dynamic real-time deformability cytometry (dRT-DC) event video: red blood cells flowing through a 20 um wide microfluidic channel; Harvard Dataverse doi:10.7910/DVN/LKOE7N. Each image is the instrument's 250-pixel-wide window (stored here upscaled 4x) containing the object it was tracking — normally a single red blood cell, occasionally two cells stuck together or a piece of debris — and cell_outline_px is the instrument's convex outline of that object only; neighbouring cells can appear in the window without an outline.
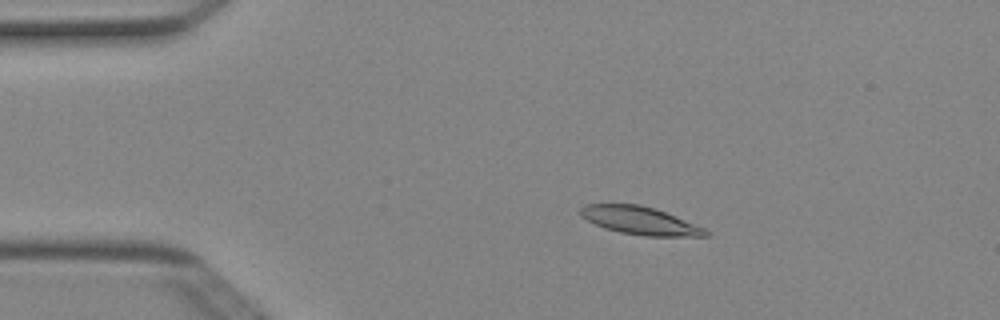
{"species": "Egyptian fruit bat (a non-hibernating species)", "species_latin": "Rousettus aegyptiacus", "temperature_condition": "cold", "stored_images_in_passage": 51, "camera_frame_rate_fps": 3000, "um_per_image_px": 0.085, "animal": {"sex": "female"}, "frame": {"image": 1, "passage_image": 10, "time_ms": 3.0, "image_size_px": [1000, 320], "cell_outline_px": [[708, 236], [644, 236], [620, 232], [604, 228], [580, 216], [580, 208], [584, 204], [640, 204], [664, 212], [704, 228], [708, 232]], "centroid_in_image_um": [54.34, 18.75], "position_along_channel_um": 30.7, "area_um2": 20.0}}
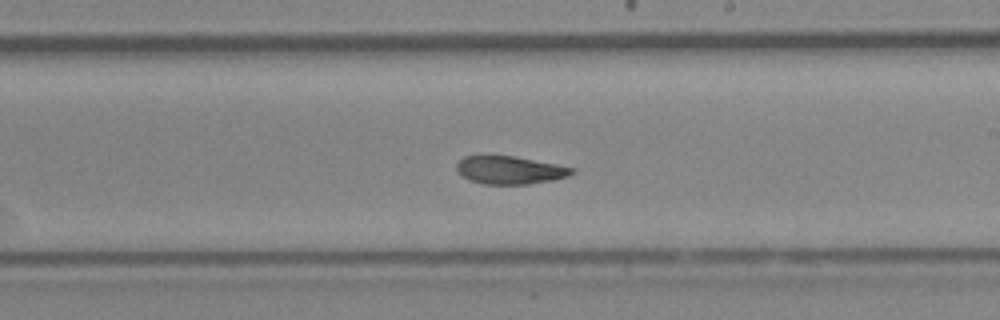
{"frame": {"image": 2, "passage_image": 30, "time_ms": 9.667, "image_size_px": [1000, 320], "cell_outline_px": [[576, 172], [568, 176], [552, 180], [528, 184], [484, 184], [468, 180], [456, 172], [456, 164], [464, 156], [516, 156], [576, 168]], "centroid_in_image_um": [43.34, 14.46], "position_along_channel_um": 245.7, "area_um2": 18.9}}
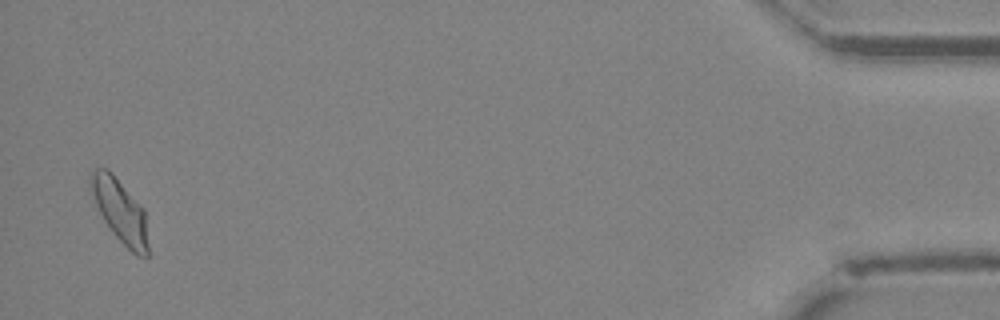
{"frame": {"image": 3, "passage_image": 50, "time_ms": 16.333, "image_size_px": [1000, 320], "cell_outline_px": [[148, 256], [136, 256], [112, 232], [104, 220], [88, 188], [88, 176], [96, 168], [108, 168], [112, 172], [144, 208], [148, 244]], "centroid_in_image_um": [10.18, 17.87], "position_along_channel_um": 425.0, "area_um2": 21.27}, "authors_computed_cell_mechanics": {"area_um2": 20.0566, "velocity_mm_per_s": 3.984, "shape_relaxation_time_tau1_ms": null, "shape_relaxation_time_tau2_ms": 2.2361, "deformation_change_tau1": null, "deformation_change_tau2": 0.0764}}